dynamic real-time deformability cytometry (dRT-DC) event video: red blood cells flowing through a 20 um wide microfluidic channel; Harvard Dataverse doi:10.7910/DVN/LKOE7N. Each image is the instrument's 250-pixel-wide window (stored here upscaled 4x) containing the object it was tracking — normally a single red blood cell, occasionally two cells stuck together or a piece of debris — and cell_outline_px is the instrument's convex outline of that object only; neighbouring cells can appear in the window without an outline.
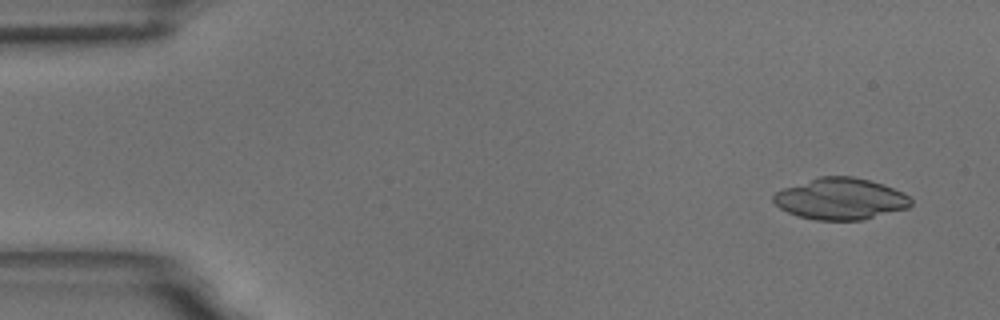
{"species": "common noctule bat (a hibernating species)", "species_latin": "Nyctalus noctula", "temperature_condition": "room temperature", "stored_images_in_passage": 9, "camera_frame_rate_fps": 3000, "um_per_image_px": 0.085, "animal": {"sex": "male", "body_mass_g": 18.8}, "frame": {"image": 1, "passage_image": 2, "time_ms": 1.0, "image_size_px": [1000, 320], "cell_outline_px": [[912, 204], [908, 208], [864, 220], [816, 220], [796, 216], [780, 208], [772, 200], [772, 196], [776, 192], [784, 188], [820, 176], [852, 176], [884, 184], [908, 196], [912, 200]], "centroid_in_image_um": [71.44, 16.91], "position_along_channel_um": 13.6, "area_um2": 33.18}}